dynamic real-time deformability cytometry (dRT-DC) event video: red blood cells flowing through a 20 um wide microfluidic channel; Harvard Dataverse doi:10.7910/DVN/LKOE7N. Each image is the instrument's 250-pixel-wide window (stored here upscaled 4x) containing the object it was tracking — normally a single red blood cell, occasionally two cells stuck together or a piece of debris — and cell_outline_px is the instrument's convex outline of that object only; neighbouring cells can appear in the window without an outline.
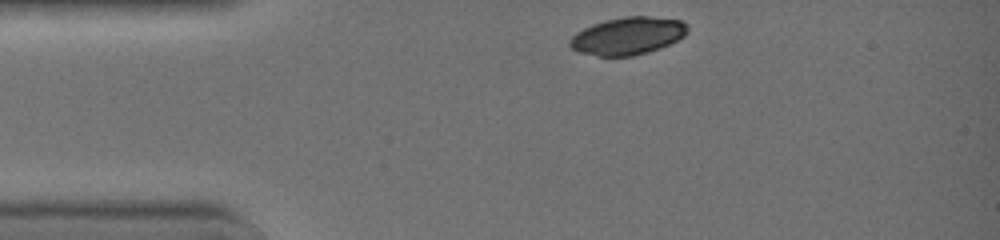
{"species": "common noctule bat (a hibernating species)", "species_latin": "Nyctalus noctula", "temperature_condition": "warm", "stored_images_in_passage": 7, "segment_of_instrument_passage": [1, 3], "camera_frame_rate_fps": 3000, "um_per_image_px": 0.085, "animal": {"sex": "female", "body_mass_g": 19.0, "forearm_length_mm": 51.5}, "frame": {"image": 1, "passage_image": 1, "time_ms": 0.0, "image_size_px": [1000, 240], "cell_outline_px": [[688, 32], [684, 36], [660, 48], [648, 52], [632, 56], [596, 56], [580, 52], [572, 48], [568, 44], [568, 40], [576, 32], [592, 24], [624, 16], [648, 16], [680, 20], [688, 24]], "centroid_in_image_um": [53.35, 3.05], "position_along_channel_um": 31.6, "area_um2": 25.72}}